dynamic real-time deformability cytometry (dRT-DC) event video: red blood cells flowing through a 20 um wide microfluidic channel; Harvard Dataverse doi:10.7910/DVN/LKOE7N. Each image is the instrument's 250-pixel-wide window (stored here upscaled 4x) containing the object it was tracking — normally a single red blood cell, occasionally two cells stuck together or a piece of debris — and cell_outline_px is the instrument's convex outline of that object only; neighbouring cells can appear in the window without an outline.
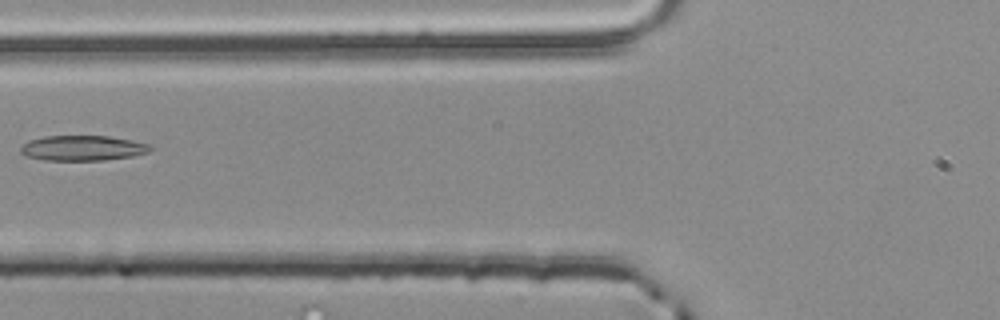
{"species": "common noctule bat (a hibernating species)", "species_latin": "Nyctalus noctula", "temperature_condition": "room temperature", "stored_images_in_passage": 3, "camera_frame_rate_fps": 3000, "um_per_image_px": 0.085, "animal": {"sex": "male", "body_mass_g": 20.4}, "frame": {"image": 1, "passage_image": 3, "time_ms": 0.667, "image_size_px": [1000, 320], "cell_outline_px": [[152, 148], [148, 152], [132, 156], [104, 160], [44, 160], [28, 156], [20, 152], [20, 148], [28, 140], [44, 136], [108, 136], [132, 140], [152, 144]], "centroid_in_image_um": [7.05, 12.58], "position_along_channel_um": 118.8, "area_um2": 19.02}}